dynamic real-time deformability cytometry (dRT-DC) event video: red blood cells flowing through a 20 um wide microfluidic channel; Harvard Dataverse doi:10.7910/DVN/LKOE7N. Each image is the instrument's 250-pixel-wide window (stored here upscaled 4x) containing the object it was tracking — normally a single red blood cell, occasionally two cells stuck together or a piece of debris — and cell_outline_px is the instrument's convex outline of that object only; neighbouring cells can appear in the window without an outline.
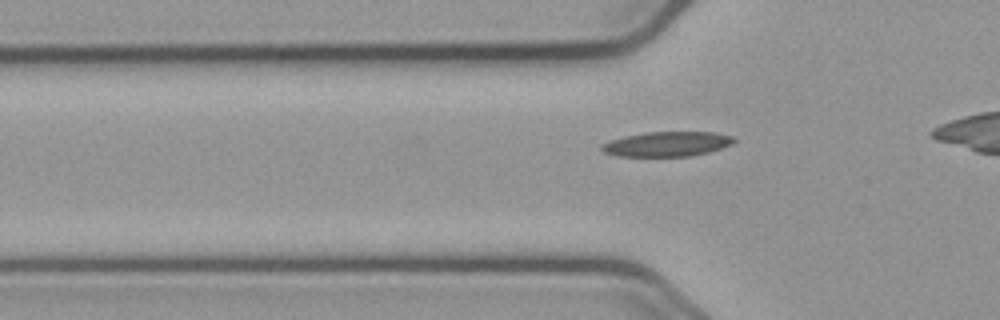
{"species": "common noctule bat (a hibernating species)", "species_latin": "Nyctalus noctula", "temperature_condition": "cold", "stored_images_in_passage": 37, "camera_frame_rate_fps": 3000, "um_per_image_px": 0.085, "animal": {"sex": "male", "body_mass_g": 23.1, "forearm_length_mm": 52.7}, "frame": {"image": 1, "passage_image": 7, "time_ms": 2.0, "image_size_px": [1000, 320], "cell_outline_px": [[736, 140], [732, 144], [708, 152], [688, 156], [616, 156], [604, 152], [600, 148], [600, 144], [608, 140], [624, 136], [644, 132], [716, 132], [732, 136]], "centroid_in_image_um": [56.65, 12.23], "position_along_channel_um": 69.2, "area_um2": 19.19}}
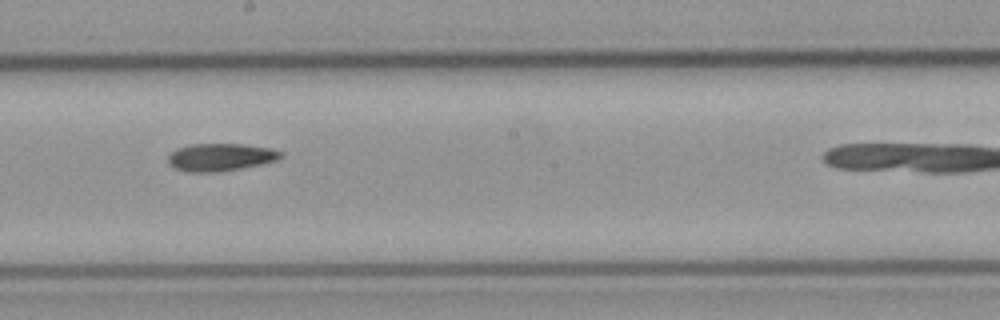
{"frame": {"image": 2, "passage_image": 20, "time_ms": 6.333, "image_size_px": [1000, 320], "cell_outline_px": [[284, 156], [276, 160], [260, 164], [220, 172], [184, 172], [172, 168], [168, 164], [168, 156], [172, 152], [180, 148], [192, 144], [244, 144], [272, 148], [284, 152]], "centroid_in_image_um": [18.75, 13.37], "position_along_channel_um": 229.5, "area_um2": 18.26}}
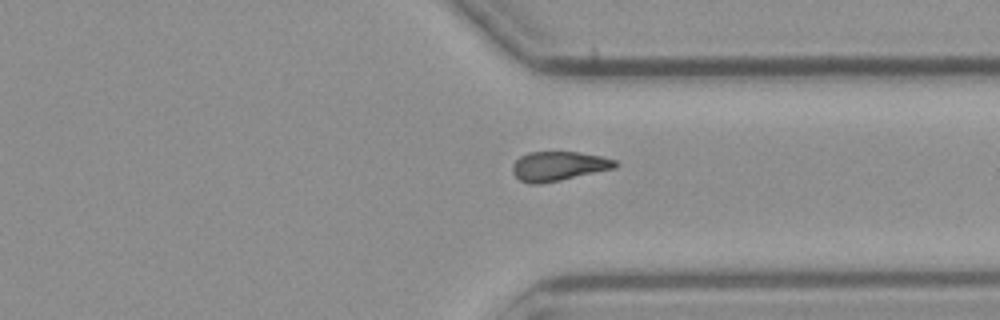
{"frame": {"image": 3, "passage_image": 31, "time_ms": 10.0, "image_size_px": [1000, 320], "cell_outline_px": [[620, 164], [616, 168], [560, 180], [540, 184], [528, 184], [520, 180], [512, 172], [512, 164], [520, 156], [528, 152], [580, 152], [600, 156], [616, 160]], "centroid_in_image_um": [47.48, 14.12], "position_along_channel_um": 363.9, "area_um2": 17.69}}